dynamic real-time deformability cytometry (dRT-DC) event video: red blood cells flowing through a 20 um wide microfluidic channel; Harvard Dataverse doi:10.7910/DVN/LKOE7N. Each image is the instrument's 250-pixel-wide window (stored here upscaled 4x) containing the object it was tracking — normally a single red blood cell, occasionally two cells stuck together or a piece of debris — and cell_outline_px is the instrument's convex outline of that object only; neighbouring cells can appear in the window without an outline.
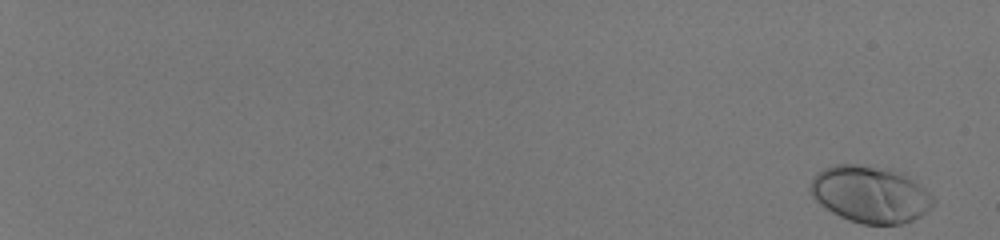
{"species": "human", "species_latin": "Homo sapiens", "temperature_condition": "room temperature", "stored_images_in_passage": 55, "camera_frame_rate_fps": 3000, "um_per_image_px": 0.085, "donor": {"sex": "male"}, "frame": {"image": 1, "passage_image": 1, "time_ms": 0.0, "image_size_px": [1000, 240], "cell_outline_px": [[936, 200], [920, 216], [912, 220], [900, 224], [864, 224], [848, 220], [832, 212], [820, 204], [812, 196], [808, 188], [816, 172], [824, 168], [836, 164], [856, 164], [892, 168], [904, 172], [924, 188]], "centroid_in_image_um": [73.95, 16.49], "position_along_channel_um": 11.0, "area_um2": 40.86}}
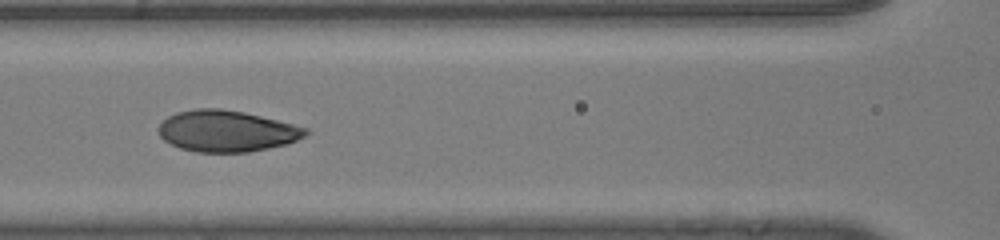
{"frame": {"image": 2, "passage_image": 31, "time_ms": 10.0, "image_size_px": [1000, 240], "cell_outline_px": [[308, 132], [304, 136], [288, 144], [248, 152], [196, 152], [180, 148], [164, 140], [160, 136], [160, 124], [168, 116], [176, 112], [196, 108], [220, 108], [244, 112], [308, 128]], "centroid_in_image_um": [19.26, 11.14], "position_along_channel_um": 147.3, "area_um2": 35.2}}
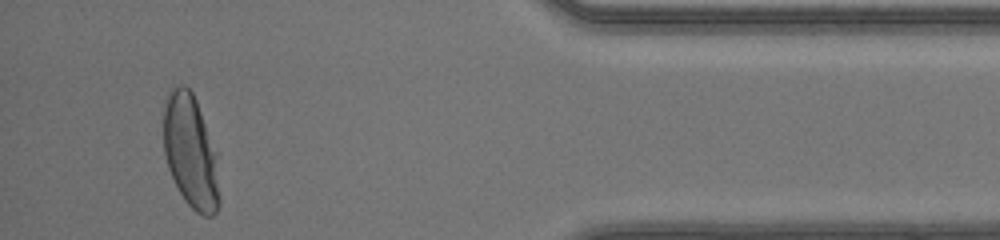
{"frame": {"image": 3, "passage_image": 53, "time_ms": 17.333, "image_size_px": [1000, 240], "cell_outline_px": [[220, 204], [216, 212], [212, 216], [204, 216], [196, 212], [184, 200], [168, 168], [164, 152], [164, 96], [168, 88], [180, 84], [184, 84], [192, 92], [196, 100], [216, 152], [220, 200]], "centroid_in_image_um": [16.19, 12.86], "position_along_channel_um": 419.0, "area_um2": 37.11}, "authors_computed_cell_mechanics": {"area_um2": 36.0672, "velocity_mm_per_s": 4.1478, "shape_relaxation_time_tau1_ms": 3.1993, "shape_relaxation_time_tau2_ms": null, "deformation_change_tau1": 0.1871, "deformation_change_tau2": null}}